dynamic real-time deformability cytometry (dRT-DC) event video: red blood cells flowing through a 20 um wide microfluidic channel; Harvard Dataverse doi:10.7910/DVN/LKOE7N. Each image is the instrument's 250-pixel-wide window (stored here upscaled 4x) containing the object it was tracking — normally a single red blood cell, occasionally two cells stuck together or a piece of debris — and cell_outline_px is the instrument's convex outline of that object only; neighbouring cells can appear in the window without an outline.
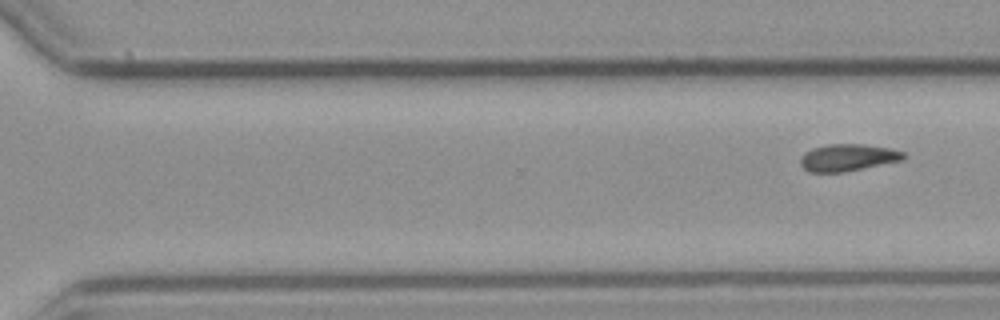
{"species": "common noctule bat (a hibernating species)", "species_latin": "Nyctalus noctula", "temperature_condition": "cold", "stored_images_in_passage": 11, "segment_of_instrument_passage": [2, 2], "camera_frame_rate_fps": 3000, "um_per_image_px": 0.085, "animal": {"sex": "male", "body_mass_g": 23.1, "forearm_length_mm": 52.7}, "frame": {"image": 1, "passage_image": 11, "time_ms": 13.0, "image_size_px": [1000, 320], "cell_outline_px": [[904, 160], [844, 172], [808, 172], [800, 164], [800, 156], [804, 152], [812, 148], [828, 144], [864, 144], [888, 148], [904, 152]], "centroid_in_image_um": [72.03, 13.39], "position_along_channel_um": 298.6, "area_um2": 16.3}}